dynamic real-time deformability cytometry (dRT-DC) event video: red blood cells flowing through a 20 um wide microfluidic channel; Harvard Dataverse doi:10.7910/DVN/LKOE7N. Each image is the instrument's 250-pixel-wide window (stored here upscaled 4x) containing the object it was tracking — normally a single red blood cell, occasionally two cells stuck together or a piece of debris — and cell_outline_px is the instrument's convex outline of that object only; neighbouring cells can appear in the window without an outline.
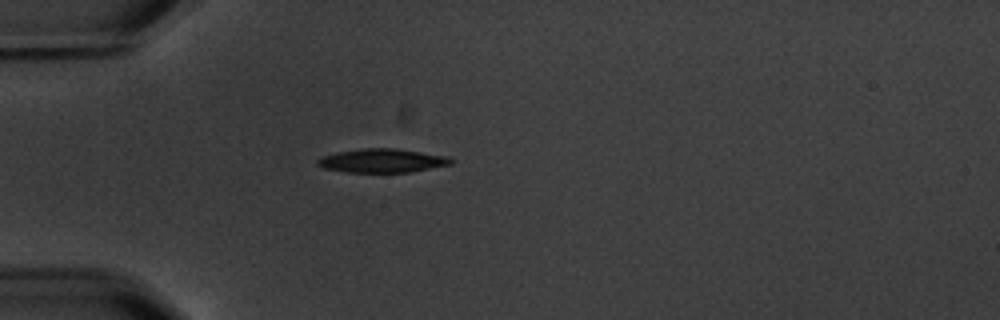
{"species": "common noctule bat (a hibernating species)", "species_latin": "Nyctalus noctula", "temperature_condition": "warm", "stored_images_in_passage": 1, "camera_frame_rate_fps": 3000, "um_per_image_px": 0.085, "animal": {"sex": "male", "body_mass_g": 20.1, "forearm_length_mm": 53.5}, "frame": {"image": 1, "passage_image": 1, "time_ms": 0.0, "image_size_px": [1000, 320], "cell_outline_px": [[456, 160], [452, 164], [412, 172], [344, 172], [324, 168], [316, 164], [316, 160], [324, 156], [336, 152], [364, 148], [396, 148], [448, 156]], "centroid_in_image_um": [32.52, 13.65], "position_along_channel_um": 52.5, "area_um2": 18.61}}